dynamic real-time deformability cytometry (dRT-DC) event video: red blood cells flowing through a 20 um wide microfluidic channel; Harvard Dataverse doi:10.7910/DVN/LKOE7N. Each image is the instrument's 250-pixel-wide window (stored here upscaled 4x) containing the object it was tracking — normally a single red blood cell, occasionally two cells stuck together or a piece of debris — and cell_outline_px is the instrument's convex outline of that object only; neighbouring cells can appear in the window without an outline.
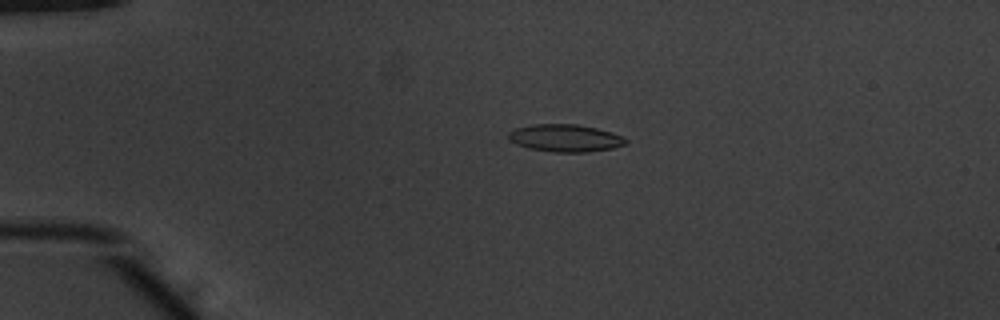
{"species": "common noctule bat (a hibernating species)", "species_latin": "Nyctalus noctula", "temperature_condition": "warm", "stored_images_in_passage": 50, "camera_frame_rate_fps": 3000, "um_per_image_px": 0.085, "animal": {"sex": "male", "body_mass_g": 20.1, "forearm_length_mm": 53.5}, "frame": {"image": 1, "passage_image": 10, "time_ms": 3.0, "image_size_px": [1000, 320], "cell_outline_px": [[628, 140], [624, 144], [612, 148], [588, 152], [552, 152], [528, 148], [516, 144], [508, 140], [508, 132], [516, 128], [532, 124], [576, 124], [596, 128], [612, 132], [624, 136]], "centroid_in_image_um": [48.03, 11.73], "position_along_channel_um": 37.0, "area_um2": 18.84}}
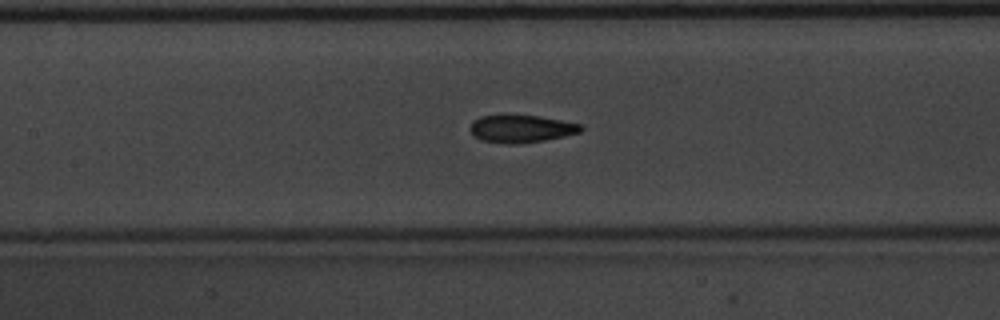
{"frame": {"image": 2, "passage_image": 23, "time_ms": 7.333, "image_size_px": [1000, 320], "cell_outline_px": [[584, 128], [580, 132], [564, 136], [544, 140], [516, 144], [508, 144], [484, 140], [476, 136], [468, 128], [472, 120], [480, 116], [540, 116], [584, 124]], "centroid_in_image_um": [44.34, 10.94], "position_along_channel_um": 163.1, "area_um2": 17.63}}
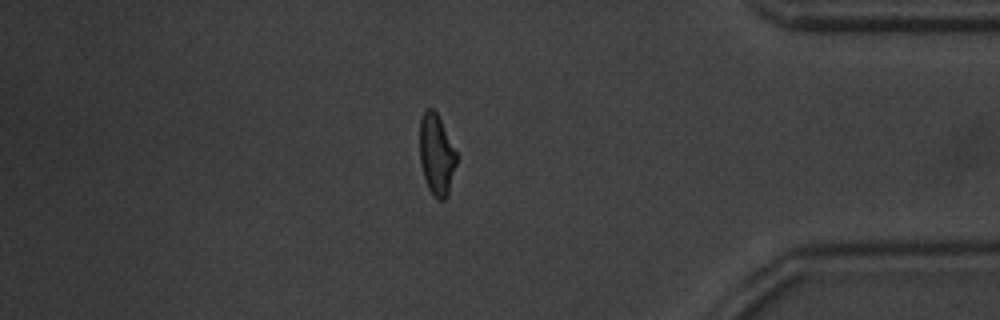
{"frame": {"image": 3, "passage_image": 43, "time_ms": 14.0, "image_size_px": [1000, 320], "cell_outline_px": [[456, 164], [448, 192], [444, 200], [436, 200], [428, 188], [424, 176], [420, 160], [420, 120], [424, 112], [428, 108], [432, 108], [436, 112], [456, 152]], "centroid_in_image_um": [37.09, 13.16], "position_along_channel_um": 398.1, "area_um2": 16.94}, "authors_computed_cell_mechanics": {"area_um2": 18.0914, "velocity_mm_per_s": 3.9292, "shape_relaxation_time_tau1_ms": 3.6074, "shape_relaxation_time_tau2_ms": 1.1046, "deformation_change_tau1": 0.1579, "deformation_change_tau2": 0.075}}